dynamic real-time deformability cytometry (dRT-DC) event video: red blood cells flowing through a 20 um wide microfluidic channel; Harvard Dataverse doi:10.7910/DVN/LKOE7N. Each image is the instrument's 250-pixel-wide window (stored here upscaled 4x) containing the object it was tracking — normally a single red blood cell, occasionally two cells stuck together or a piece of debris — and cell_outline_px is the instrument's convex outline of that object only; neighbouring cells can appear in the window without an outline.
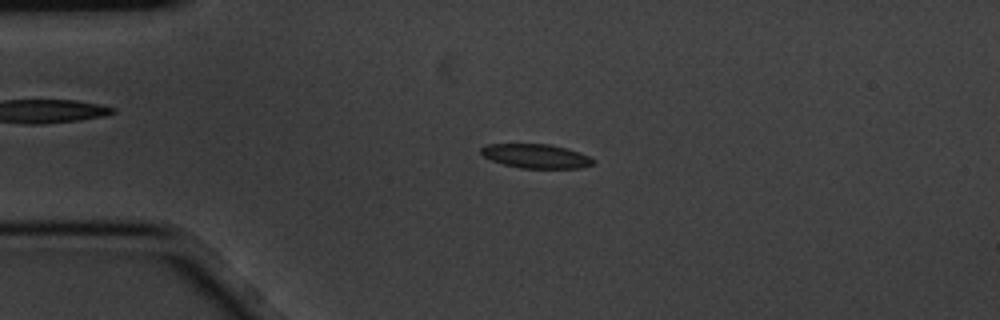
{"species": "common noctule bat (a hibernating species)", "species_latin": "Nyctalus noctula", "temperature_condition": "cold", "stored_images_in_passage": 4, "camera_frame_rate_fps": 3000, "um_per_image_px": 0.085, "animal": {"sex": "male", "body_mass_g": 20.1, "forearm_length_mm": 53.5}, "frame": {"image": 1, "passage_image": 4, "time_ms": 1.0, "image_size_px": [1000, 320], "cell_outline_px": [[596, 160], [592, 164], [580, 168], [520, 168], [504, 164], [492, 160], [484, 156], [480, 152], [480, 148], [488, 144], [548, 144], [580, 152]], "centroid_in_image_um": [45.56, 13.27], "position_along_channel_um": 39.4, "area_um2": 15.61}}